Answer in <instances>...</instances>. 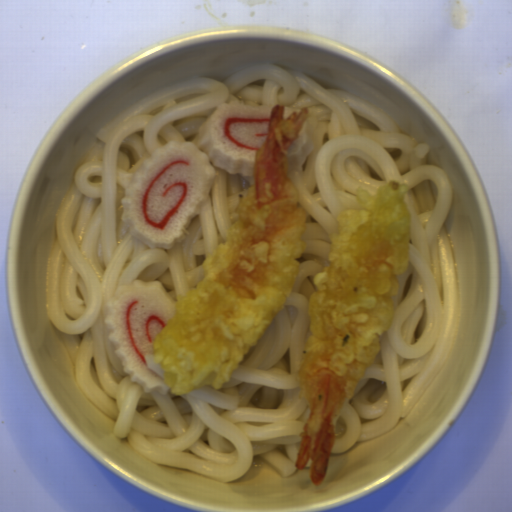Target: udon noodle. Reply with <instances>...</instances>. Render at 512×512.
<instances>
[{
  "mask_svg": "<svg viewBox=\"0 0 512 512\" xmlns=\"http://www.w3.org/2000/svg\"><path fill=\"white\" fill-rule=\"evenodd\" d=\"M280 104L288 118L309 108L288 156L289 179L308 211L296 258L301 274L256 346L222 389L189 394L143 392L109 342L103 308L116 288L161 281L178 298L204 276L203 261L228 232L229 214L253 177L216 169L215 182L189 236L156 250L121 221L124 188L152 150L188 141L220 103ZM59 201L47 253L45 314L62 339L82 395L114 421V434L142 456L218 481L247 474L255 456L289 477L298 473L300 433L310 415L298 395L302 352L310 337L314 276L331 264L330 235L342 210L359 206L356 190L376 196L383 184L406 187L411 215L408 269L397 276L394 318L380 351L336 420L331 454L395 427L443 369L456 341L461 304L444 222L453 191L443 167L427 163L430 144L404 134L377 106L344 89L324 88L293 68L247 66L218 81L193 78L143 97L95 134Z\"/></svg>",
  "mask_w": 512,
  "mask_h": 512,
  "instance_id": "d5520da0",
  "label": "udon noodle"
}]
</instances>
